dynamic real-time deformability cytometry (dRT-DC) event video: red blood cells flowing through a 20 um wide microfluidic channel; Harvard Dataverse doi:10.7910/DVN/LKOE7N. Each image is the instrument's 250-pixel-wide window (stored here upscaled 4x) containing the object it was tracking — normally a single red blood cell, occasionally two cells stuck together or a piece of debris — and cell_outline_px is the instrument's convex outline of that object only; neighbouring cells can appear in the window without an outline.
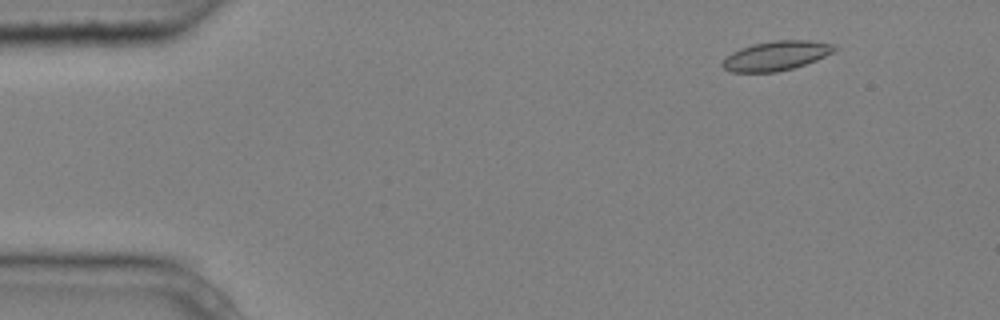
{"species": "common noctule bat (a hibernating species)", "species_latin": "Nyctalus noctula", "temperature_condition": "cold", "stored_images_in_passage": 9, "camera_frame_rate_fps": 3000, "um_per_image_px": 0.085, "animal": {"sex": "male", "body_mass_g": 20.4}, "frame": {"image": 1, "passage_image": 2, "time_ms": 0.333, "image_size_px": [1000, 320], "cell_outline_px": [[840, 48], [816, 60], [792, 68], [776, 72], [732, 72], [724, 68], [720, 64], [732, 52], [740, 48], [752, 44], [776, 40], [808, 40], [836, 44]], "centroid_in_image_um": [66.0, 4.73], "position_along_channel_um": 19.0, "area_um2": 19.13}}
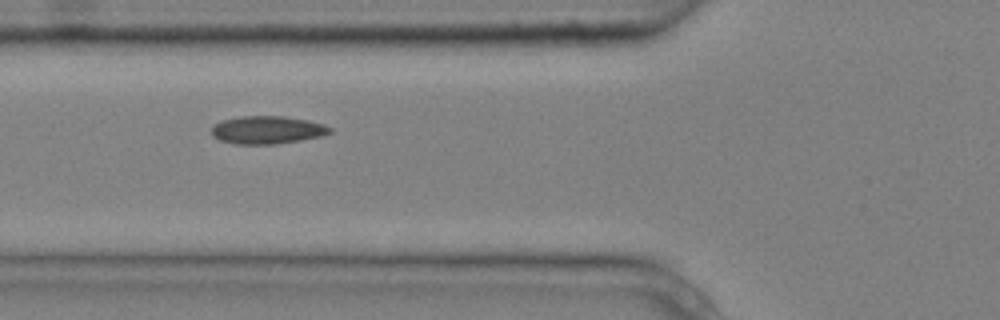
{"frame": {"image": 2, "passage_image": 6, "time_ms": 1.667, "image_size_px": [1000, 320], "cell_outline_px": [[332, 132], [324, 136], [276, 144], [236, 144], [220, 140], [212, 136], [212, 128], [220, 120], [240, 116], [280, 116], [308, 120], [324, 124], [332, 128]], "centroid_in_image_um": [22.74, 11.04], "position_along_channel_um": 103.1, "area_um2": 19.31}}